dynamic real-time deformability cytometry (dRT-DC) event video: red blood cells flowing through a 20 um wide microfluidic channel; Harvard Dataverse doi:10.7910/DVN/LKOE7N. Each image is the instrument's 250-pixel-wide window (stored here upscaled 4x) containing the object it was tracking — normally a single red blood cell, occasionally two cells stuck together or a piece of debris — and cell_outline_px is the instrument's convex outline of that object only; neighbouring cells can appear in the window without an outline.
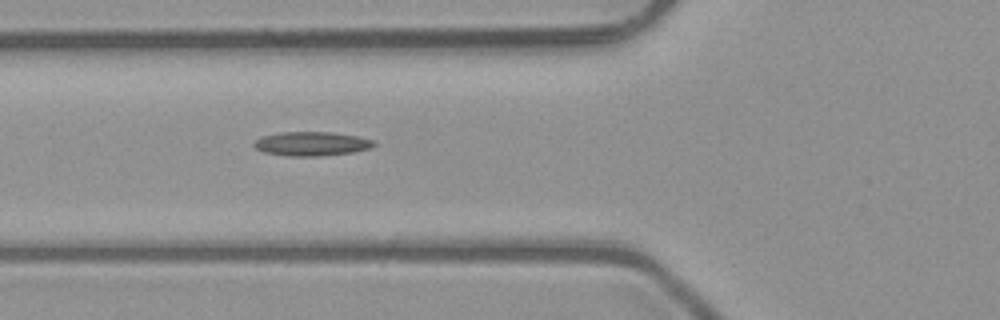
{"species": "common noctule bat (a hibernating species)", "species_latin": "Nyctalus noctula", "temperature_condition": "room temperature", "stored_images_in_passage": 6, "camera_frame_rate_fps": 3000, "um_per_image_px": 0.085, "animal": {"sex": "male", "body_mass_g": 23.1, "forearm_length_mm": 52.7}, "frame": {"image": 1, "passage_image": 6, "time_ms": 1.667, "image_size_px": [1000, 320], "cell_outline_px": [[376, 144], [368, 148], [352, 152], [320, 156], [284, 156], [264, 152], [256, 148], [252, 144], [256, 140], [264, 136], [280, 132], [328, 132], [356, 136], [372, 140]], "centroid_in_image_um": [26.44, 12.22], "position_along_channel_um": 99.4, "area_um2": 16.59}}